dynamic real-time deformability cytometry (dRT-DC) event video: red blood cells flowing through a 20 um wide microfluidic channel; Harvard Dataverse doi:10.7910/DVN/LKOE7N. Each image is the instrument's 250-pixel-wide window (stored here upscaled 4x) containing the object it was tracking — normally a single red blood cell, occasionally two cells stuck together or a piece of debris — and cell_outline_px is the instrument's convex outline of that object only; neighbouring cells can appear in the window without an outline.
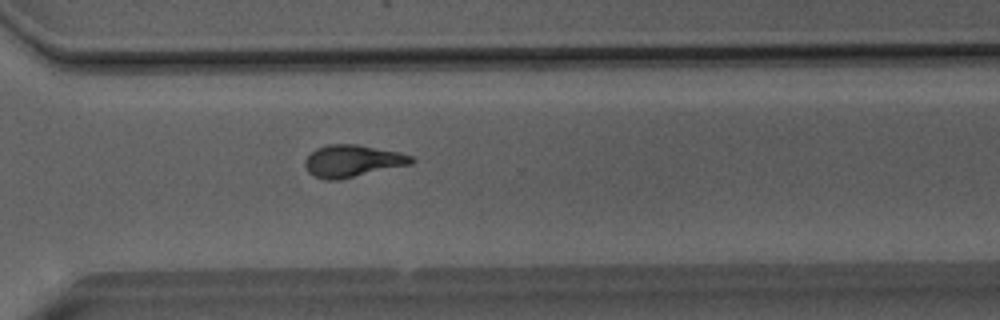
{"species": "Egyptian fruit bat (a non-hibernating species)", "species_latin": "Rousettus aegyptiacus", "temperature_condition": "room temperature", "stored_images_in_passage": 46, "camera_frame_rate_fps": 3000, "um_per_image_px": 0.085, "animal": {"sex": "male"}, "frame": {"image": 1, "passage_image": 32, "time_ms": 10.333, "image_size_px": [1000, 320], "cell_outline_px": [[416, 160], [412, 164], [340, 180], [324, 180], [312, 176], [308, 172], [304, 164], [304, 160], [316, 148], [328, 144], [356, 144], [400, 152], [412, 156]], "centroid_in_image_um": [29.96, 13.69], "position_along_channel_um": 340.6, "area_um2": 20.17}}
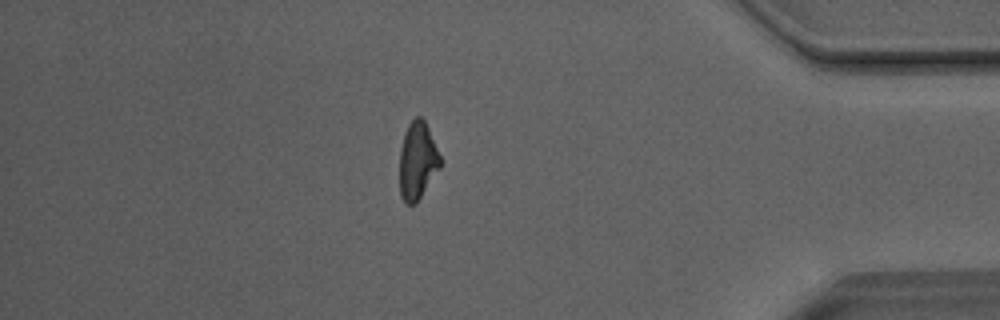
{"frame": {"image": 2, "passage_image": 39, "time_ms": 12.667, "image_size_px": [1000, 320], "cell_outline_px": [[440, 168], [416, 204], [404, 204], [400, 196], [400, 148], [404, 132], [408, 124], [416, 116], [420, 116], [424, 120], [428, 128], [440, 156]], "centroid_in_image_um": [35.46, 13.69], "position_along_channel_um": 399.7, "area_um2": 18.38}}
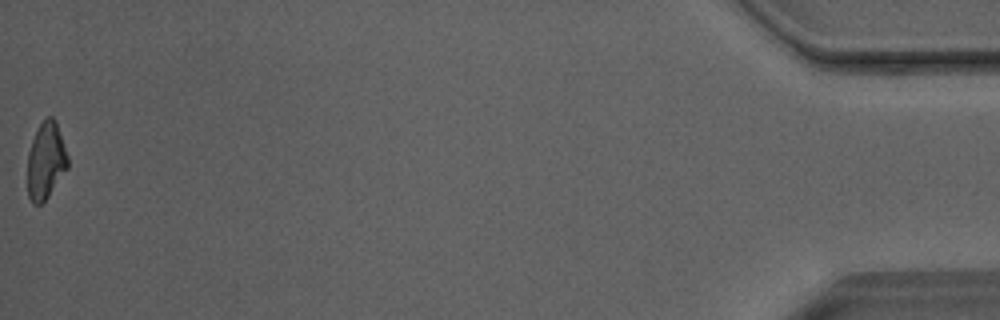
{"frame": {"image": 3, "passage_image": 46, "time_ms": 15.0, "image_size_px": [1000, 320], "cell_outline_px": [[68, 168], [48, 196], [40, 204], [32, 204], [28, 196], [28, 152], [32, 140], [40, 124], [48, 116], [52, 116], [56, 120], [68, 156]], "centroid_in_image_um": [3.9, 13.66], "position_along_channel_um": 431.3, "area_um2": 17.92}, "authors_computed_cell_mechanics": {"area_um2": 19.5075, "velocity_mm_per_s": 4.0508, "shape_relaxation_time_tau1_ms": 5.6468, "shape_relaxation_time_tau2_ms": 2.5857, "deformation_change_tau1": 0.1856, "deformation_change_tau2": 0.0953}}